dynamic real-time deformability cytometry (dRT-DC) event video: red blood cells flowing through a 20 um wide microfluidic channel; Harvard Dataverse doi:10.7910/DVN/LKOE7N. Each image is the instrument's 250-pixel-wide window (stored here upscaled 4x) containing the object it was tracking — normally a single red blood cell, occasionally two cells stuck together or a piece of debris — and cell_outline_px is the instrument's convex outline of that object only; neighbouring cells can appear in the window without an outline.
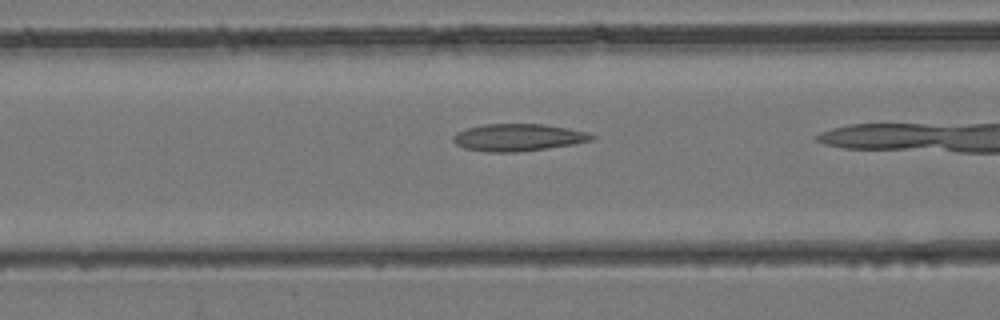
{"species": "common noctule bat (a hibernating species)", "species_latin": "Nyctalus noctula", "temperature_condition": "room temperature", "stored_images_in_passage": 7, "camera_frame_rate_fps": 3000, "um_per_image_px": 0.085, "animal": {"sex": "female", "body_mass_g": 24.6, "forearm_length_mm": 56.2}, "frame": {"image": 1, "passage_image": 6, "time_ms": 1.667, "image_size_px": [1000, 320], "cell_outline_px": [[596, 136], [592, 140], [572, 144], [548, 148], [516, 152], [488, 152], [464, 148], [456, 144], [452, 140], [452, 136], [456, 132], [468, 128], [484, 124], [544, 124], [568, 128], [588, 132]], "centroid_in_image_um": [44.03, 11.68], "position_along_channel_um": 122.6, "area_um2": 21.96}}